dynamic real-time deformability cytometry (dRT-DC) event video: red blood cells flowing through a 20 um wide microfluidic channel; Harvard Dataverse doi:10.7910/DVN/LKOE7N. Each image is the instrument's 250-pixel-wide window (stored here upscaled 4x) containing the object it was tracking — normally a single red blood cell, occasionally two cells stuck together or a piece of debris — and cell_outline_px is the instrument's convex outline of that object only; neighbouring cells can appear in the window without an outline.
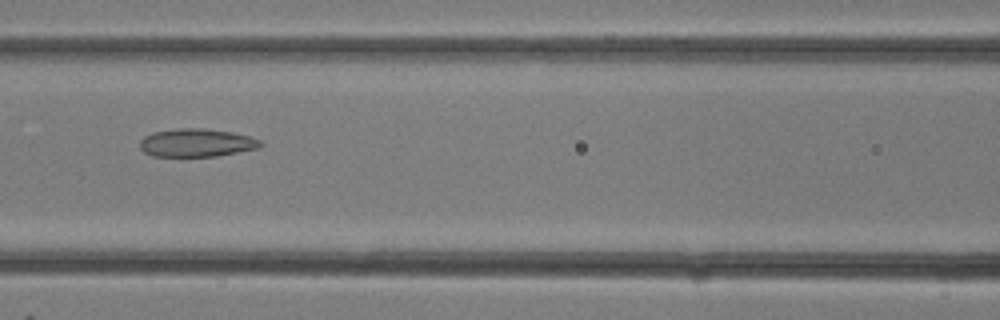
{"species": "common noctule bat (a hibernating species)", "species_latin": "Nyctalus noctula", "temperature_condition": "room temperature", "stored_images_in_passage": 27, "camera_frame_rate_fps": 3000, "um_per_image_px": 0.085, "animal": {"sex": "female"}, "frame": {"image": 1, "passage_image": 10, "time_ms": 3.0, "image_size_px": [1000, 320], "cell_outline_px": [[264, 144], [260, 148], [216, 156], [152, 156], [144, 152], [140, 148], [140, 140], [144, 136], [152, 132], [176, 128], [204, 128], [232, 132], [248, 136], [260, 140]], "centroid_in_image_um": [16.7, 12.13], "position_along_channel_um": 149.9, "area_um2": 19.88}}
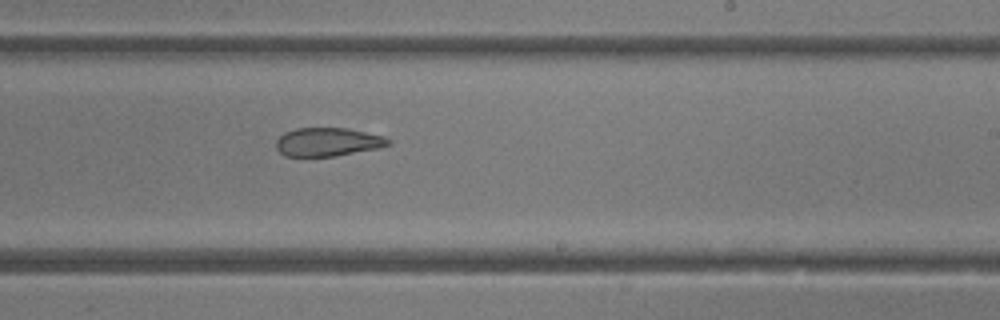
{"frame": {"image": 2, "passage_image": 15, "time_ms": 4.667, "image_size_px": [1000, 320], "cell_outline_px": [[392, 144], [380, 148], [336, 156], [284, 156], [276, 148], [276, 140], [284, 132], [296, 128], [348, 128], [384, 136], [392, 140]], "centroid_in_image_um": [27.89, 12.06], "position_along_channel_um": 261.1, "area_um2": 18.84}}
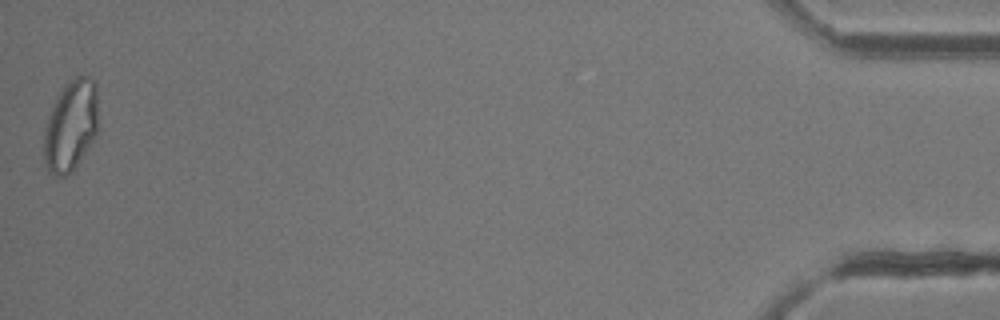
{"frame": {"image": 3, "passage_image": 27, "time_ms": 8.667, "image_size_px": [1000, 320], "cell_outline_px": [[96, 132], [92, 140], [76, 164], [64, 176], [52, 176], [48, 172], [44, 160], [44, 132], [48, 116], [60, 92], [76, 76], [88, 76], [96, 84]], "centroid_in_image_um": [5.98, 10.7], "position_along_channel_um": 429.2, "area_um2": 27.8}}